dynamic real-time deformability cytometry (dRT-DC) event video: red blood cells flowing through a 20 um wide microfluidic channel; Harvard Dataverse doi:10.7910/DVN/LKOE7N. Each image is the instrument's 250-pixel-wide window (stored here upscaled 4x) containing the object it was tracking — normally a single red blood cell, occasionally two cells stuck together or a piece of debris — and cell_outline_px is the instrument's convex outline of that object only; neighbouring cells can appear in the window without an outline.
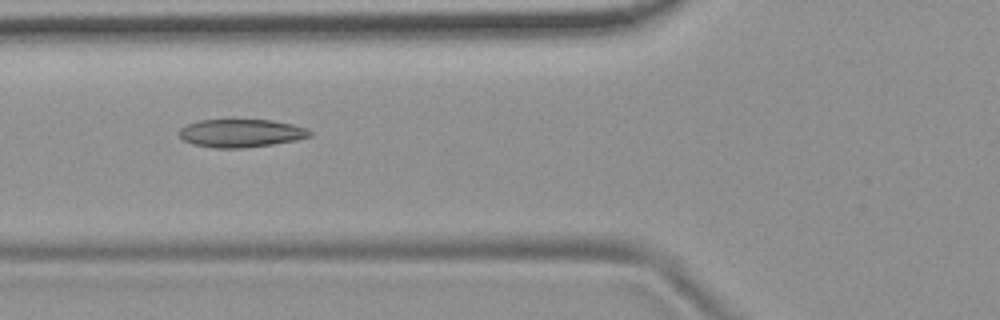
{"species": "common noctule bat (a hibernating species)", "species_latin": "Nyctalus noctula", "temperature_condition": "room temperature", "stored_images_in_passage": 6, "camera_frame_rate_fps": 3000, "um_per_image_px": 0.085, "animal": {"sex": "female", "body_mass_g": 19.9}, "frame": {"image": 1, "passage_image": 2, "time_ms": 0.333, "image_size_px": [1000, 320], "cell_outline_px": [[312, 136], [296, 140], [272, 144], [240, 148], [216, 148], [192, 144], [184, 140], [180, 136], [180, 128], [188, 124], [200, 120], [272, 120], [292, 124], [304, 128], [312, 132]], "centroid_in_image_um": [20.49, 11.32], "position_along_channel_um": 105.3, "area_um2": 21.15}}
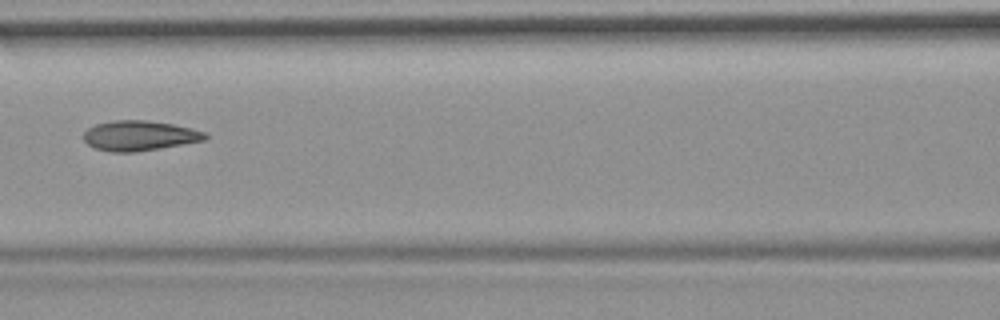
{"frame": {"image": 2, "passage_image": 3, "time_ms": 0.667, "image_size_px": [1000, 320], "cell_outline_px": [[208, 136], [204, 140], [160, 148], [136, 152], [112, 152], [96, 148], [88, 144], [84, 140], [84, 132], [88, 128], [96, 124], [112, 120], [144, 120], [172, 124], [192, 128], [204, 132]], "centroid_in_image_um": [11.83, 11.53], "position_along_channel_um": 154.8, "area_um2": 21.1}}
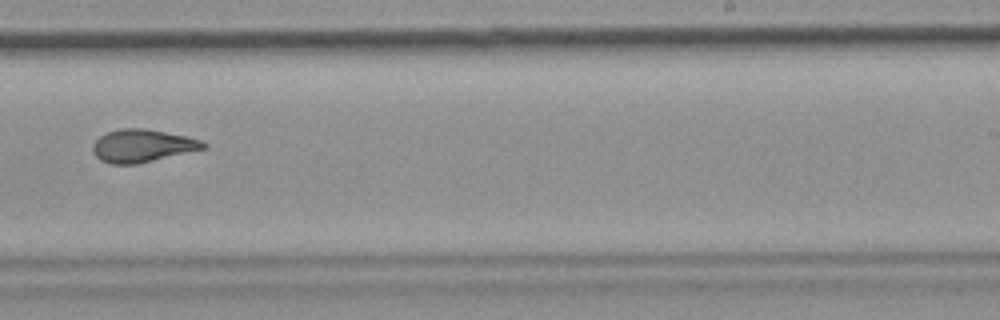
{"frame": {"image": 3, "passage_image": 6, "time_ms": 1.667, "image_size_px": [1000, 320], "cell_outline_px": [[208, 148], [136, 164], [112, 164], [100, 160], [96, 156], [92, 148], [92, 144], [100, 136], [108, 132], [120, 128], [144, 128], [184, 136], [200, 140], [208, 144]], "centroid_in_image_um": [12.1, 12.39], "position_along_channel_um": 276.9, "area_um2": 20.98}}